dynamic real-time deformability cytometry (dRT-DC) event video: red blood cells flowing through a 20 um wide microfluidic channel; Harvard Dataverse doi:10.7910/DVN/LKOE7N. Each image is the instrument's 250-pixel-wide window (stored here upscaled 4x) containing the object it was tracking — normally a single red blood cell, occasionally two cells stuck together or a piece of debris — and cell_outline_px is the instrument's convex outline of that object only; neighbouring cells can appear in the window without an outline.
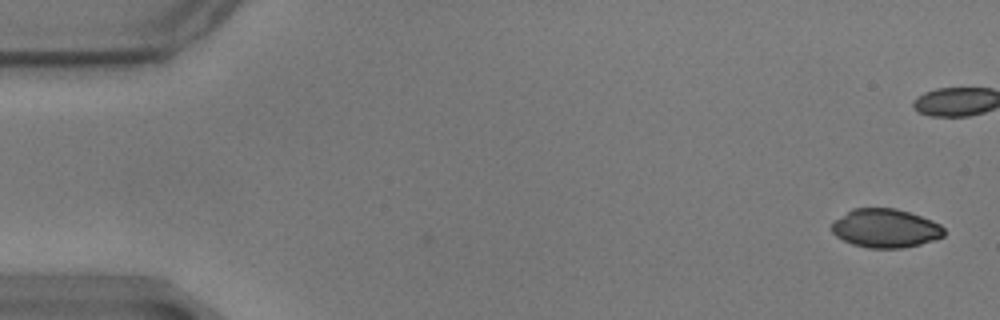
{"species": "common noctule bat (a hibernating species)", "species_latin": "Nyctalus noctula", "temperature_condition": "warm", "stored_images_in_passage": 3, "camera_frame_rate_fps": 3000, "um_per_image_px": 0.085, "animal": {"sex": "male", "body_mass_g": 17.9}, "frame": {"image": 1, "passage_image": 3, "time_ms": 0.667, "image_size_px": [1000, 320], "cell_outline_px": [[944, 236], [936, 240], [920, 244], [900, 248], [868, 248], [852, 244], [836, 236], [832, 232], [832, 224], [836, 220], [852, 208], [896, 208], [932, 220], [940, 224], [944, 228]], "centroid_in_image_um": [75.29, 19.41], "position_along_channel_um": 9.7, "area_um2": 25.26}}